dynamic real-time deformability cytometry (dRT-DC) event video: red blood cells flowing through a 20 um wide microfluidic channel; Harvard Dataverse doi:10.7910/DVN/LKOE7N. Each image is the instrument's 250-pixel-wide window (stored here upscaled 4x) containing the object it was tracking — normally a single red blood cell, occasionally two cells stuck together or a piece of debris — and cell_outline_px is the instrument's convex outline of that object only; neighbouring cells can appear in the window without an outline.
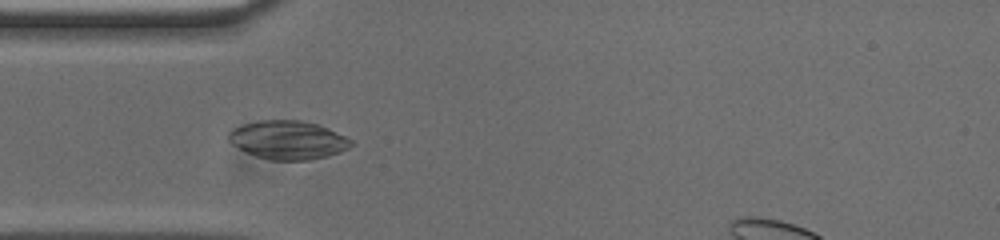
{"species": "common noctule bat (a hibernating species)", "species_latin": "Nyctalus noctula", "temperature_condition": "cold", "stored_images_in_passage": 49, "camera_frame_rate_fps": 3000, "um_per_image_px": 0.085, "animal": {"sex": "male", "body_mass_g": 20.0, "forearm_length_mm": 53.3}, "frame": {"image": 1, "passage_image": 15, "time_ms": 4.667, "image_size_px": [1000, 240], "cell_outline_px": [[352, 144], [348, 148], [340, 152], [328, 156], [308, 160], [272, 160], [256, 156], [232, 144], [228, 140], [228, 132], [232, 128], [244, 124], [260, 120], [300, 120], [316, 124], [328, 128], [352, 140]], "centroid_in_image_um": [24.47, 11.89], "position_along_channel_um": 60.5, "area_um2": 27.34}}
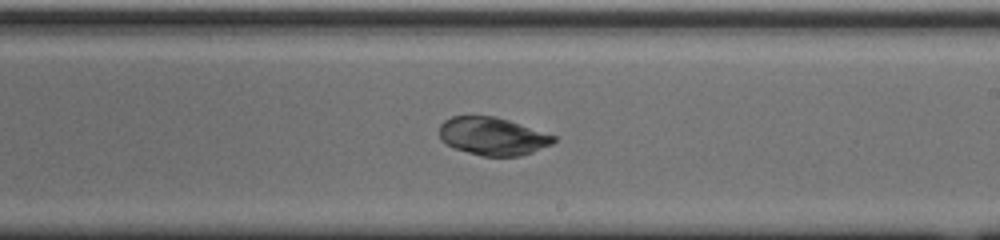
{"frame": {"image": 2, "passage_image": 30, "time_ms": 9.667, "image_size_px": [1000, 240], "cell_outline_px": [[556, 140], [552, 144], [532, 152], [520, 156], [480, 156], [452, 148], [440, 140], [440, 124], [444, 120], [452, 116], [496, 116], [556, 136]], "centroid_in_image_um": [41.84, 11.59], "position_along_channel_um": 247.2, "area_um2": 25.32}}
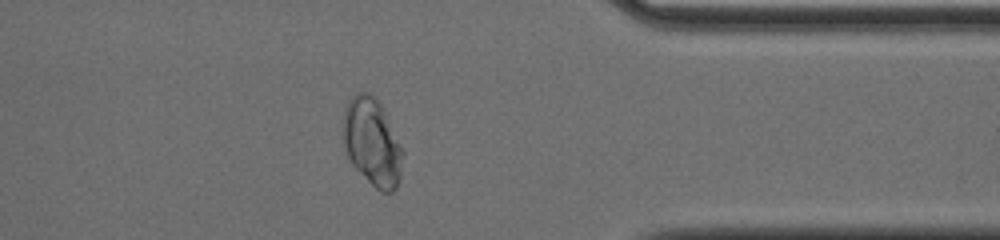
{"frame": {"image": 3, "passage_image": 42, "time_ms": 13.667, "image_size_px": [1000, 240], "cell_outline_px": [[404, 156], [400, 180], [396, 188], [392, 192], [380, 192], [352, 164], [348, 156], [344, 144], [344, 108], [348, 100], [356, 92], [368, 92], [376, 96], [404, 152]], "centroid_in_image_um": [31.65, 12.08], "position_along_channel_um": 379.7, "area_um2": 30.23}}